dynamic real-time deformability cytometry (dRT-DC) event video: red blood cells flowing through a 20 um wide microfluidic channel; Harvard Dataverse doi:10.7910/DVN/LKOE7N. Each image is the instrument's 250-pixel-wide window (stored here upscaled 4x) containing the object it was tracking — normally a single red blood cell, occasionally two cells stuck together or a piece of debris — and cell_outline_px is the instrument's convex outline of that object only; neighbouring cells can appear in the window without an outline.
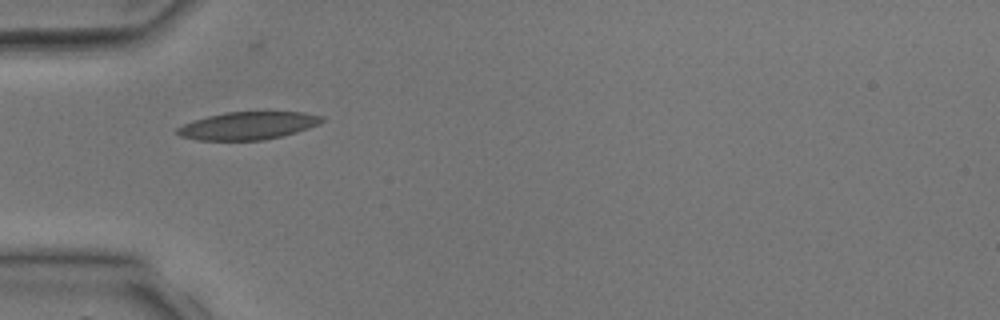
{"species": "common noctule bat (a hibernating species)", "species_latin": "Nyctalus noctula", "temperature_condition": "room temperature", "stored_images_in_passage": 3, "camera_frame_rate_fps": 3000, "um_per_image_px": 0.085, "animal": {"sex": "male", "body_mass_g": 17.9, "forearm_length_mm": 54.2}, "frame": {"image": 1, "passage_image": 3, "time_ms": 2.667, "image_size_px": [1000, 320], "cell_outline_px": [[324, 120], [320, 124], [296, 132], [264, 140], [196, 140], [180, 136], [176, 132], [176, 128], [184, 124], [208, 116], [224, 112], [304, 112], [324, 116]], "centroid_in_image_um": [21.09, 10.68], "position_along_channel_um": 63.9, "area_um2": 23.29}}